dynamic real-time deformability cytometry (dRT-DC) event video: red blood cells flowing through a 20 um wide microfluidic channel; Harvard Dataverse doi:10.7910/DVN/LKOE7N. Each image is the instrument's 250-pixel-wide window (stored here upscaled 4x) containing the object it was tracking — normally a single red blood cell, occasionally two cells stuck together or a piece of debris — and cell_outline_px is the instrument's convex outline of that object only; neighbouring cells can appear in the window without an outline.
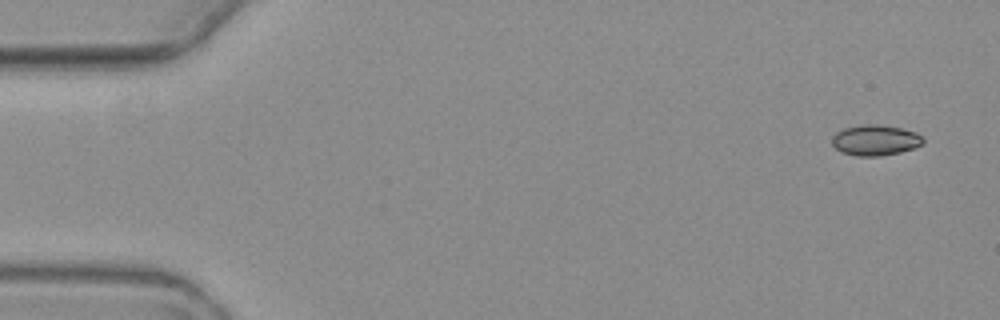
{"species": "common noctule bat (a hibernating species)", "species_latin": "Nyctalus noctula", "temperature_condition": "warm", "stored_images_in_passage": 5, "camera_frame_rate_fps": 3000, "um_per_image_px": 0.085, "animal": {"sex": "female", "body_mass_g": 19.3, "forearm_length_mm": 54.1}, "frame": {"image": 1, "passage_image": 1, "time_ms": 0.0, "image_size_px": [1000, 320], "cell_outline_px": [[924, 144], [900, 152], [880, 156], [856, 156], [840, 152], [832, 144], [832, 136], [836, 132], [844, 128], [860, 124], [876, 124], [900, 128], [916, 132], [924, 136]], "centroid_in_image_um": [74.4, 11.91], "position_along_channel_um": 10.6, "area_um2": 16.42}}
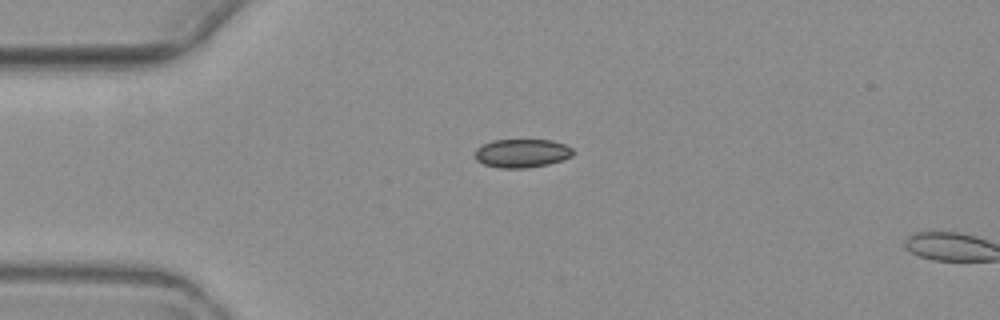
{"frame": {"image": 2, "passage_image": 4, "time_ms": 3.667, "image_size_px": [1000, 320], "cell_outline_px": [[572, 156], [548, 164], [528, 168], [500, 168], [484, 164], [476, 160], [476, 148], [492, 140], [552, 140], [564, 144], [572, 148]], "centroid_in_image_um": [44.35, 13.02], "position_along_channel_um": 40.7, "area_um2": 16.18}}